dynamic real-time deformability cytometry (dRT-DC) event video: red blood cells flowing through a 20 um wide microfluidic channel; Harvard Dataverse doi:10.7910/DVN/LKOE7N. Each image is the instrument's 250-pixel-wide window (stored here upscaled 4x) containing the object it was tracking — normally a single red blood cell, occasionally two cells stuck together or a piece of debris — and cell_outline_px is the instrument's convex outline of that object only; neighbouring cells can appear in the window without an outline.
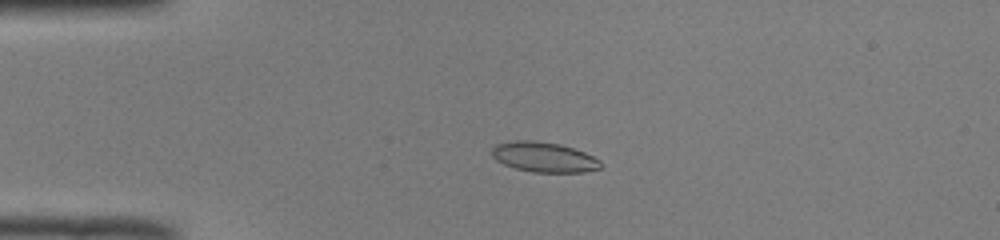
{"species": "common noctule bat (a hibernating species)", "species_latin": "Nyctalus noctula", "temperature_condition": "room temperature", "stored_images_in_passage": 51, "camera_frame_rate_fps": 3000, "um_per_image_px": 0.085, "animal": {"sex": "male", "body_mass_g": 19.0, "forearm_length_mm": 50.8}, "frame": {"image": 1, "passage_image": 12, "time_ms": 3.667, "image_size_px": [1000, 240], "cell_outline_px": [[604, 164], [600, 168], [584, 172], [532, 172], [516, 168], [504, 164], [496, 160], [492, 156], [492, 148], [496, 144], [516, 140], [532, 140], [560, 144], [584, 152], [600, 160]], "centroid_in_image_um": [46.24, 13.35], "position_along_channel_um": 38.8, "area_um2": 19.02}}
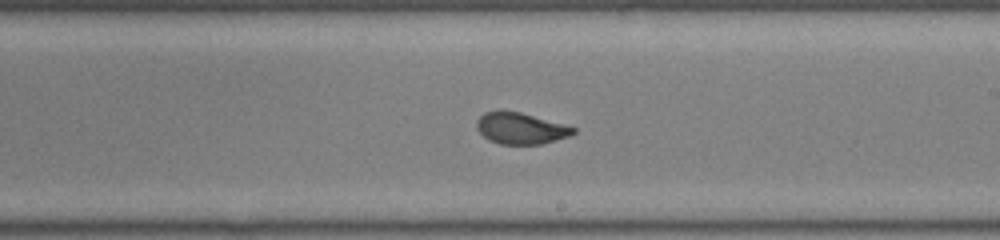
{"frame": {"image": 2, "passage_image": 30, "time_ms": 9.667, "image_size_px": [1000, 240], "cell_outline_px": [[576, 132], [568, 136], [540, 144], [500, 144], [488, 140], [476, 128], [476, 120], [484, 112], [520, 112], [576, 128]], "centroid_in_image_um": [44.22, 10.92], "position_along_channel_um": 244.8, "area_um2": 17.22}}
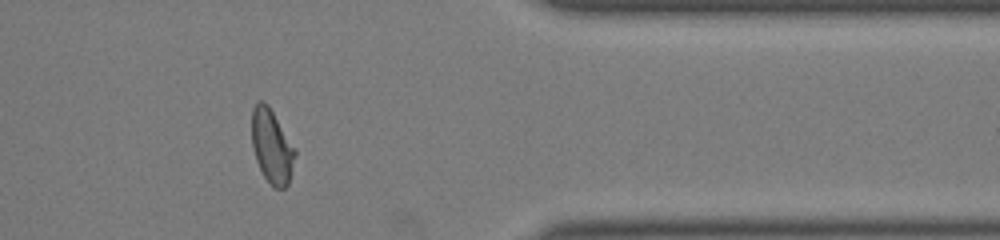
{"frame": {"image": 3, "passage_image": 42, "time_ms": 13.667, "image_size_px": [1000, 240], "cell_outline_px": [[296, 152], [288, 184], [284, 188], [276, 188], [264, 176], [256, 160], [252, 144], [252, 108], [260, 100], [264, 100], [268, 104]], "centroid_in_image_um": [23.08, 12.41], "position_along_channel_um": 388.3, "area_um2": 18.09}, "authors_computed_cell_mechanics": {"area_um2": 18.496, "velocity_mm_per_s": 3.9888, "shape_relaxation_time_tau1_ms": 7.0153, "shape_relaxation_time_tau2_ms": 0.6833, "deformation_change_tau1": 0.1996, "deformation_change_tau2": 0.0553}}